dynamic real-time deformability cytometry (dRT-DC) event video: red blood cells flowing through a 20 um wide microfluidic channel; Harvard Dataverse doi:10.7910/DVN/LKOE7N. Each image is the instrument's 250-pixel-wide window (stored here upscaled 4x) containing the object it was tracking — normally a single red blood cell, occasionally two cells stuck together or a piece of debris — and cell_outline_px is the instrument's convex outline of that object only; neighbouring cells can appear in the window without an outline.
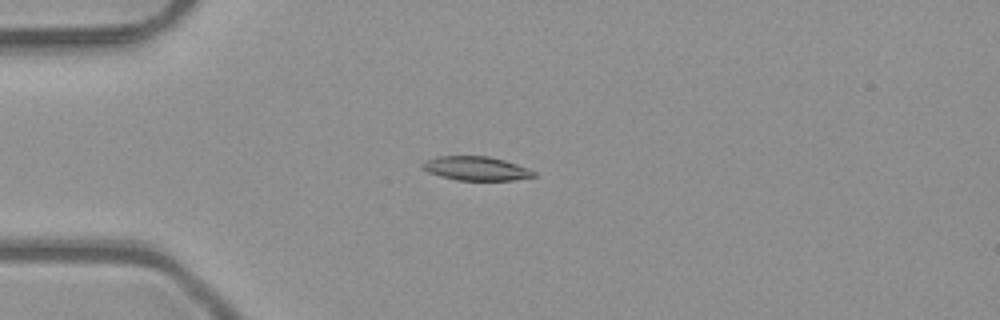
{"species": "common noctule bat (a hibernating species)", "species_latin": "Nyctalus noctula", "temperature_condition": "room temperature", "stored_images_in_passage": 50, "camera_frame_rate_fps": 3000, "um_per_image_px": 0.085, "animal": {"sex": "male", "body_mass_g": 23.1, "forearm_length_mm": 52.7}, "frame": {"image": 1, "passage_image": 13, "time_ms": 4.0, "image_size_px": [1000, 320], "cell_outline_px": [[536, 176], [512, 180], [456, 180], [440, 176], [428, 172], [420, 164], [424, 160], [436, 156], [488, 156], [504, 160], [528, 168], [536, 172]], "centroid_in_image_um": [40.44, 14.31], "position_along_channel_um": 44.6, "area_um2": 15.55}}
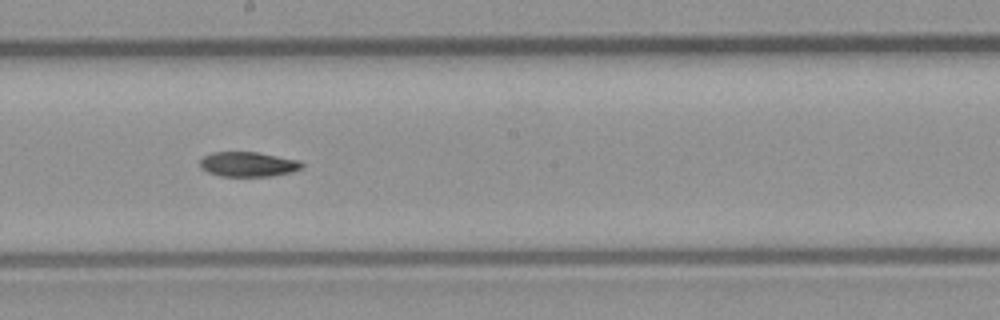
{"frame": {"image": 2, "passage_image": 28, "time_ms": 9.0, "image_size_px": [1000, 320], "cell_outline_px": [[304, 164], [300, 168], [292, 172], [272, 176], [220, 176], [208, 172], [200, 168], [200, 160], [204, 156], [212, 152], [256, 152], [300, 160]], "centroid_in_image_um": [21.08, 13.96], "position_along_channel_um": 227.1, "area_um2": 14.74}}
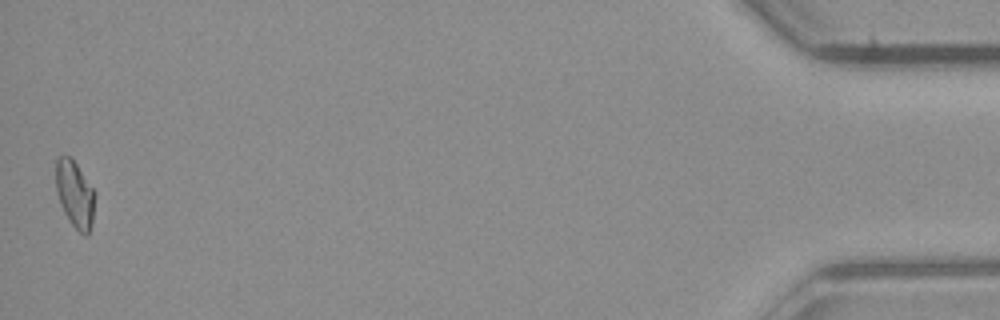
{"frame": {"image": 3, "passage_image": 50, "time_ms": 16.333, "image_size_px": [1000, 320], "cell_outline_px": [[96, 196], [92, 224], [88, 236], [84, 236], [72, 224], [64, 212], [60, 204], [56, 192], [56, 156], [68, 156], [76, 164], [96, 192]], "centroid_in_image_um": [6.38, 16.53], "position_along_channel_um": 428.8, "area_um2": 15.32}}